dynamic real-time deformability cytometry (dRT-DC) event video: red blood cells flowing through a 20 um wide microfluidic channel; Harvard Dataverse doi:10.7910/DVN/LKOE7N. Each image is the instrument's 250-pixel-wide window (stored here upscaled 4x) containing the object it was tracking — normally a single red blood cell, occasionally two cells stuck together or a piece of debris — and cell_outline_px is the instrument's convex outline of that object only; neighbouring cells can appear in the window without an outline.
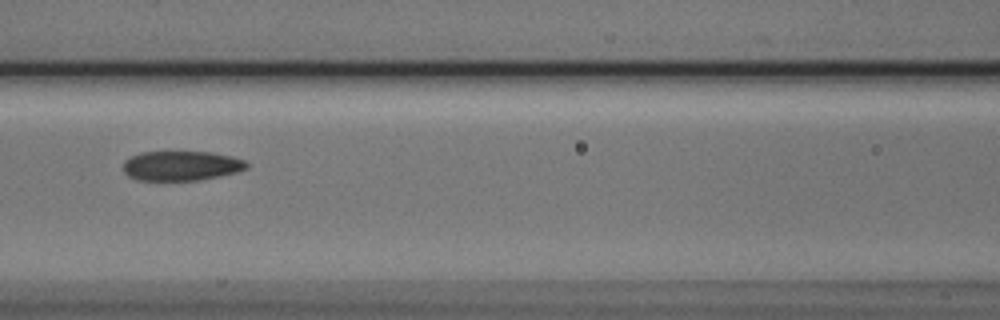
{"species": "Egyptian fruit bat (a non-hibernating species)", "species_latin": "Rousettus aegyptiacus", "temperature_condition": "cold", "stored_images_in_passage": 6, "camera_frame_rate_fps": 3000, "um_per_image_px": 0.085, "animal": {"sex": "male"}, "frame": {"image": 1, "passage_image": 3, "time_ms": 0.667, "image_size_px": [1000, 320], "cell_outline_px": [[248, 168], [236, 172], [220, 176], [200, 180], [136, 180], [128, 176], [124, 172], [124, 160], [132, 156], [144, 152], [212, 152], [244, 160], [248, 164]], "centroid_in_image_um": [15.4, 14.1], "position_along_channel_um": 151.2, "area_um2": 21.21}}
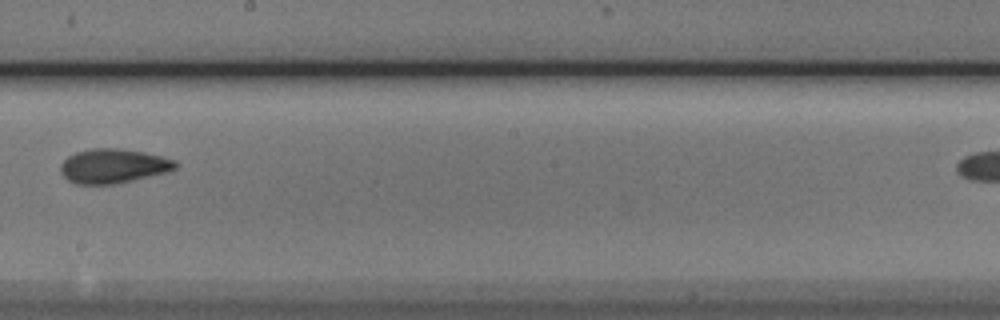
{"frame": {"image": 2, "passage_image": 5, "time_ms": 1.333, "image_size_px": [1000, 320], "cell_outline_px": [[180, 164], [176, 168], [164, 172], [116, 184], [76, 184], [68, 180], [60, 172], [60, 164], [68, 156], [76, 152], [92, 148], [120, 148], [144, 152], [176, 160]], "centroid_in_image_um": [9.6, 14.1], "position_along_channel_um": 238.6, "area_um2": 22.95}}
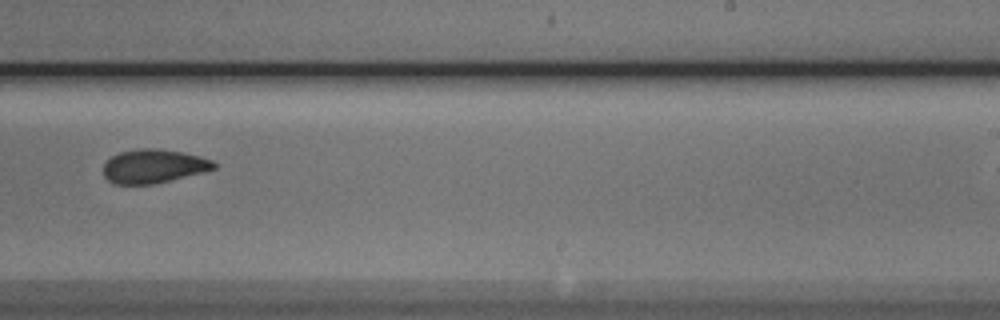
{"frame": {"image": 3, "passage_image": 6, "time_ms": 1.667, "image_size_px": [1000, 320], "cell_outline_px": [[216, 168], [204, 172], [152, 184], [116, 184], [108, 180], [104, 176], [104, 164], [112, 156], [120, 152], [136, 148], [160, 148], [184, 152], [200, 156], [212, 160], [216, 164]], "centroid_in_image_um": [13.07, 14.11], "position_along_channel_um": 275.9, "area_um2": 21.79}}